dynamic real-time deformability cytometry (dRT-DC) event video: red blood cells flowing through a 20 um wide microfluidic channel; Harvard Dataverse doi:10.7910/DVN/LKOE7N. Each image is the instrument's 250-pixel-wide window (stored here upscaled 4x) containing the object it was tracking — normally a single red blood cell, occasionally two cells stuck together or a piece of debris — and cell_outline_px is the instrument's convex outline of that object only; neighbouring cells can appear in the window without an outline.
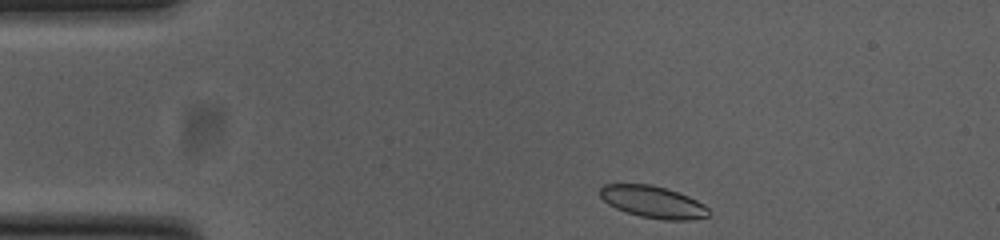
{"species": "common noctule bat (a hibernating species)", "species_latin": "Nyctalus noctula", "temperature_condition": "cold", "stored_images_in_passage": 45, "camera_frame_rate_fps": 3000, "um_per_image_px": 0.085, "animal": {"sex": "female", "body_mass_g": 23.0, "forearm_length_mm": 53.4}, "frame": {"image": 1, "passage_image": 1, "time_ms": 0.0, "image_size_px": [1000, 240], "cell_outline_px": [[708, 216], [688, 220], [664, 220], [640, 216], [616, 208], [608, 204], [600, 196], [600, 188], [604, 184], [652, 184], [668, 188], [688, 196], [704, 204], [708, 208]], "centroid_in_image_um": [55.5, 17.15], "position_along_channel_um": 29.5, "area_um2": 20.17}}
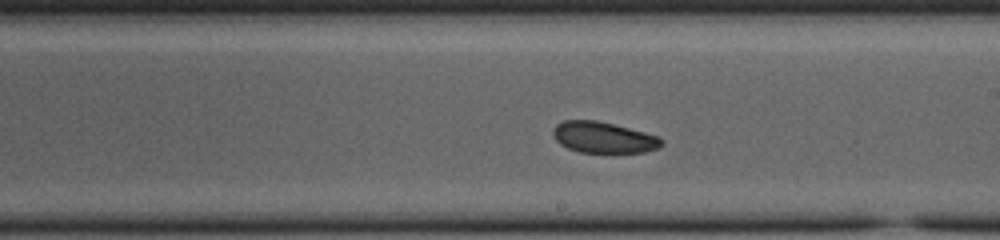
{"frame": {"image": 2, "passage_image": 22, "time_ms": 7.0, "image_size_px": [1000, 240], "cell_outline_px": [[664, 144], [660, 148], [644, 152], [580, 152], [568, 148], [560, 144], [556, 140], [552, 132], [552, 128], [556, 124], [564, 120], [596, 120], [660, 136], [664, 140]], "centroid_in_image_um": [51.31, 11.68], "position_along_channel_um": 237.7, "area_um2": 19.71}}
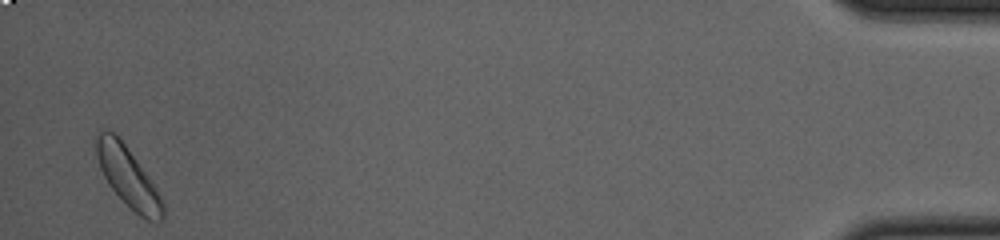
{"frame": {"image": 3, "passage_image": 44, "time_ms": 14.333, "image_size_px": [1000, 240], "cell_outline_px": [[164, 220], [160, 224], [152, 224], [140, 216], [108, 184], [100, 168], [96, 156], [96, 136], [100, 132], [108, 128], [116, 132], [144, 172], [160, 196], [164, 204]], "centroid_in_image_um": [10.88, 15.06], "position_along_channel_um": 424.3, "area_um2": 22.83}, "authors_computed_cell_mechanics": {"area_um2": 20.6346, "velocity_mm_per_s": 3.7553, "shape_relaxation_time_tau1_ms": 8.6184, "shape_relaxation_time_tau2_ms": 2.0997, "deformation_change_tau1": 0.1184, "deformation_change_tau2": 0.062}}